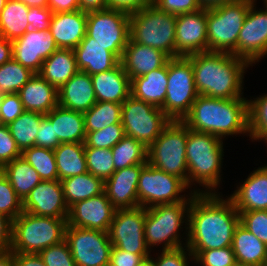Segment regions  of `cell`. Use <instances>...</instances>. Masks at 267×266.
I'll return each mask as SVG.
<instances>
[{
    "label": "cell",
    "instance_id": "57",
    "mask_svg": "<svg viewBox=\"0 0 267 266\" xmlns=\"http://www.w3.org/2000/svg\"><path fill=\"white\" fill-rule=\"evenodd\" d=\"M13 220L0 212V252L11 250Z\"/></svg>",
    "mask_w": 267,
    "mask_h": 266
},
{
    "label": "cell",
    "instance_id": "68",
    "mask_svg": "<svg viewBox=\"0 0 267 266\" xmlns=\"http://www.w3.org/2000/svg\"><path fill=\"white\" fill-rule=\"evenodd\" d=\"M2 98H3V95H2V94H0V103H1V101H2Z\"/></svg>",
    "mask_w": 267,
    "mask_h": 266
},
{
    "label": "cell",
    "instance_id": "8",
    "mask_svg": "<svg viewBox=\"0 0 267 266\" xmlns=\"http://www.w3.org/2000/svg\"><path fill=\"white\" fill-rule=\"evenodd\" d=\"M187 136L188 127L182 121L171 120L160 136L148 147V164L181 178L187 184Z\"/></svg>",
    "mask_w": 267,
    "mask_h": 266
},
{
    "label": "cell",
    "instance_id": "41",
    "mask_svg": "<svg viewBox=\"0 0 267 266\" xmlns=\"http://www.w3.org/2000/svg\"><path fill=\"white\" fill-rule=\"evenodd\" d=\"M34 75V72L12 58L0 66V94L18 93Z\"/></svg>",
    "mask_w": 267,
    "mask_h": 266
},
{
    "label": "cell",
    "instance_id": "55",
    "mask_svg": "<svg viewBox=\"0 0 267 266\" xmlns=\"http://www.w3.org/2000/svg\"><path fill=\"white\" fill-rule=\"evenodd\" d=\"M149 256L133 254L112 246L108 266H137L144 258Z\"/></svg>",
    "mask_w": 267,
    "mask_h": 266
},
{
    "label": "cell",
    "instance_id": "32",
    "mask_svg": "<svg viewBox=\"0 0 267 266\" xmlns=\"http://www.w3.org/2000/svg\"><path fill=\"white\" fill-rule=\"evenodd\" d=\"M78 71L73 49L58 48L43 61L38 74L59 90Z\"/></svg>",
    "mask_w": 267,
    "mask_h": 266
},
{
    "label": "cell",
    "instance_id": "24",
    "mask_svg": "<svg viewBox=\"0 0 267 266\" xmlns=\"http://www.w3.org/2000/svg\"><path fill=\"white\" fill-rule=\"evenodd\" d=\"M97 100L91 76L78 71L58 90V105L77 112L85 113Z\"/></svg>",
    "mask_w": 267,
    "mask_h": 266
},
{
    "label": "cell",
    "instance_id": "29",
    "mask_svg": "<svg viewBox=\"0 0 267 266\" xmlns=\"http://www.w3.org/2000/svg\"><path fill=\"white\" fill-rule=\"evenodd\" d=\"M168 86V62L161 68L131 79V95L163 110Z\"/></svg>",
    "mask_w": 267,
    "mask_h": 266
},
{
    "label": "cell",
    "instance_id": "58",
    "mask_svg": "<svg viewBox=\"0 0 267 266\" xmlns=\"http://www.w3.org/2000/svg\"><path fill=\"white\" fill-rule=\"evenodd\" d=\"M53 13L74 12L80 10L79 0H48Z\"/></svg>",
    "mask_w": 267,
    "mask_h": 266
},
{
    "label": "cell",
    "instance_id": "36",
    "mask_svg": "<svg viewBox=\"0 0 267 266\" xmlns=\"http://www.w3.org/2000/svg\"><path fill=\"white\" fill-rule=\"evenodd\" d=\"M28 11L24 3L18 0H7L0 14V36L15 40L24 35L29 29Z\"/></svg>",
    "mask_w": 267,
    "mask_h": 266
},
{
    "label": "cell",
    "instance_id": "13",
    "mask_svg": "<svg viewBox=\"0 0 267 266\" xmlns=\"http://www.w3.org/2000/svg\"><path fill=\"white\" fill-rule=\"evenodd\" d=\"M86 33L120 60L130 38V15L112 9L88 12Z\"/></svg>",
    "mask_w": 267,
    "mask_h": 266
},
{
    "label": "cell",
    "instance_id": "18",
    "mask_svg": "<svg viewBox=\"0 0 267 266\" xmlns=\"http://www.w3.org/2000/svg\"><path fill=\"white\" fill-rule=\"evenodd\" d=\"M58 49L51 32L29 29L12 41V58L35 74L41 70L43 61Z\"/></svg>",
    "mask_w": 267,
    "mask_h": 266
},
{
    "label": "cell",
    "instance_id": "5",
    "mask_svg": "<svg viewBox=\"0 0 267 266\" xmlns=\"http://www.w3.org/2000/svg\"><path fill=\"white\" fill-rule=\"evenodd\" d=\"M67 219L22 212L12 222L11 250L39 254L43 249L65 240Z\"/></svg>",
    "mask_w": 267,
    "mask_h": 266
},
{
    "label": "cell",
    "instance_id": "1",
    "mask_svg": "<svg viewBox=\"0 0 267 266\" xmlns=\"http://www.w3.org/2000/svg\"><path fill=\"white\" fill-rule=\"evenodd\" d=\"M218 193L191 191V205L187 221L189 251H203L232 246L233 234L240 222V214L233 201L220 198Z\"/></svg>",
    "mask_w": 267,
    "mask_h": 266
},
{
    "label": "cell",
    "instance_id": "12",
    "mask_svg": "<svg viewBox=\"0 0 267 266\" xmlns=\"http://www.w3.org/2000/svg\"><path fill=\"white\" fill-rule=\"evenodd\" d=\"M186 188L188 189V186L181 178L154 168L147 163L139 176L138 206L149 208L159 204L191 202V193H189L190 198L187 199L185 194L184 196L180 195Z\"/></svg>",
    "mask_w": 267,
    "mask_h": 266
},
{
    "label": "cell",
    "instance_id": "65",
    "mask_svg": "<svg viewBox=\"0 0 267 266\" xmlns=\"http://www.w3.org/2000/svg\"><path fill=\"white\" fill-rule=\"evenodd\" d=\"M152 257H147V258H144L137 266H155L154 265V260L153 258L151 259Z\"/></svg>",
    "mask_w": 267,
    "mask_h": 266
},
{
    "label": "cell",
    "instance_id": "19",
    "mask_svg": "<svg viewBox=\"0 0 267 266\" xmlns=\"http://www.w3.org/2000/svg\"><path fill=\"white\" fill-rule=\"evenodd\" d=\"M116 210L103 192L71 205L67 225L108 232Z\"/></svg>",
    "mask_w": 267,
    "mask_h": 266
},
{
    "label": "cell",
    "instance_id": "6",
    "mask_svg": "<svg viewBox=\"0 0 267 266\" xmlns=\"http://www.w3.org/2000/svg\"><path fill=\"white\" fill-rule=\"evenodd\" d=\"M255 0H235L207 9V52H224L237 57V40Z\"/></svg>",
    "mask_w": 267,
    "mask_h": 266
},
{
    "label": "cell",
    "instance_id": "3",
    "mask_svg": "<svg viewBox=\"0 0 267 266\" xmlns=\"http://www.w3.org/2000/svg\"><path fill=\"white\" fill-rule=\"evenodd\" d=\"M182 122L193 131L222 139L249 132L248 100L211 98L198 95Z\"/></svg>",
    "mask_w": 267,
    "mask_h": 266
},
{
    "label": "cell",
    "instance_id": "38",
    "mask_svg": "<svg viewBox=\"0 0 267 266\" xmlns=\"http://www.w3.org/2000/svg\"><path fill=\"white\" fill-rule=\"evenodd\" d=\"M121 109L120 103L97 101L91 109L83 113L86 134L121 123Z\"/></svg>",
    "mask_w": 267,
    "mask_h": 266
},
{
    "label": "cell",
    "instance_id": "11",
    "mask_svg": "<svg viewBox=\"0 0 267 266\" xmlns=\"http://www.w3.org/2000/svg\"><path fill=\"white\" fill-rule=\"evenodd\" d=\"M171 122L165 112L158 107L130 95L121 109V123L125 135L141 142L148 148Z\"/></svg>",
    "mask_w": 267,
    "mask_h": 266
},
{
    "label": "cell",
    "instance_id": "2",
    "mask_svg": "<svg viewBox=\"0 0 267 266\" xmlns=\"http://www.w3.org/2000/svg\"><path fill=\"white\" fill-rule=\"evenodd\" d=\"M199 95L233 99L241 97L244 71L249 63L233 54L202 52L188 56Z\"/></svg>",
    "mask_w": 267,
    "mask_h": 266
},
{
    "label": "cell",
    "instance_id": "45",
    "mask_svg": "<svg viewBox=\"0 0 267 266\" xmlns=\"http://www.w3.org/2000/svg\"><path fill=\"white\" fill-rule=\"evenodd\" d=\"M188 256L195 262L200 263L202 266H232L236 260L232 246L203 250V251H189Z\"/></svg>",
    "mask_w": 267,
    "mask_h": 266
},
{
    "label": "cell",
    "instance_id": "51",
    "mask_svg": "<svg viewBox=\"0 0 267 266\" xmlns=\"http://www.w3.org/2000/svg\"><path fill=\"white\" fill-rule=\"evenodd\" d=\"M158 10L174 15L198 11L202 8L198 0H153Z\"/></svg>",
    "mask_w": 267,
    "mask_h": 266
},
{
    "label": "cell",
    "instance_id": "30",
    "mask_svg": "<svg viewBox=\"0 0 267 266\" xmlns=\"http://www.w3.org/2000/svg\"><path fill=\"white\" fill-rule=\"evenodd\" d=\"M45 117L54 126L61 143H84L86 131L83 113L56 106Z\"/></svg>",
    "mask_w": 267,
    "mask_h": 266
},
{
    "label": "cell",
    "instance_id": "25",
    "mask_svg": "<svg viewBox=\"0 0 267 266\" xmlns=\"http://www.w3.org/2000/svg\"><path fill=\"white\" fill-rule=\"evenodd\" d=\"M229 198L238 212L267 210V165L251 173Z\"/></svg>",
    "mask_w": 267,
    "mask_h": 266
},
{
    "label": "cell",
    "instance_id": "7",
    "mask_svg": "<svg viewBox=\"0 0 267 266\" xmlns=\"http://www.w3.org/2000/svg\"><path fill=\"white\" fill-rule=\"evenodd\" d=\"M176 15L162 12L153 4L130 14V39L175 57Z\"/></svg>",
    "mask_w": 267,
    "mask_h": 266
},
{
    "label": "cell",
    "instance_id": "66",
    "mask_svg": "<svg viewBox=\"0 0 267 266\" xmlns=\"http://www.w3.org/2000/svg\"><path fill=\"white\" fill-rule=\"evenodd\" d=\"M6 2H7V0H0V14H1L2 11H3V8H4L5 5H6Z\"/></svg>",
    "mask_w": 267,
    "mask_h": 266
},
{
    "label": "cell",
    "instance_id": "35",
    "mask_svg": "<svg viewBox=\"0 0 267 266\" xmlns=\"http://www.w3.org/2000/svg\"><path fill=\"white\" fill-rule=\"evenodd\" d=\"M0 171L8 179L22 201L42 181L35 169L22 157L16 158L6 164Z\"/></svg>",
    "mask_w": 267,
    "mask_h": 266
},
{
    "label": "cell",
    "instance_id": "37",
    "mask_svg": "<svg viewBox=\"0 0 267 266\" xmlns=\"http://www.w3.org/2000/svg\"><path fill=\"white\" fill-rule=\"evenodd\" d=\"M44 117V114L38 112L24 111L16 120L7 125L21 152L35 146L39 124Z\"/></svg>",
    "mask_w": 267,
    "mask_h": 266
},
{
    "label": "cell",
    "instance_id": "50",
    "mask_svg": "<svg viewBox=\"0 0 267 266\" xmlns=\"http://www.w3.org/2000/svg\"><path fill=\"white\" fill-rule=\"evenodd\" d=\"M19 157H21V151L10 134L8 126L0 125V169Z\"/></svg>",
    "mask_w": 267,
    "mask_h": 266
},
{
    "label": "cell",
    "instance_id": "64",
    "mask_svg": "<svg viewBox=\"0 0 267 266\" xmlns=\"http://www.w3.org/2000/svg\"><path fill=\"white\" fill-rule=\"evenodd\" d=\"M24 3L27 7H48V0H18Z\"/></svg>",
    "mask_w": 267,
    "mask_h": 266
},
{
    "label": "cell",
    "instance_id": "40",
    "mask_svg": "<svg viewBox=\"0 0 267 266\" xmlns=\"http://www.w3.org/2000/svg\"><path fill=\"white\" fill-rule=\"evenodd\" d=\"M21 157L35 169L43 181L58 180V172L53 150L33 146L24 149L21 152Z\"/></svg>",
    "mask_w": 267,
    "mask_h": 266
},
{
    "label": "cell",
    "instance_id": "4",
    "mask_svg": "<svg viewBox=\"0 0 267 266\" xmlns=\"http://www.w3.org/2000/svg\"><path fill=\"white\" fill-rule=\"evenodd\" d=\"M222 157V139L209 133H201L188 128L186 142L187 186L189 187L191 182L196 181L208 189L203 193H217L214 188L221 181Z\"/></svg>",
    "mask_w": 267,
    "mask_h": 266
},
{
    "label": "cell",
    "instance_id": "22",
    "mask_svg": "<svg viewBox=\"0 0 267 266\" xmlns=\"http://www.w3.org/2000/svg\"><path fill=\"white\" fill-rule=\"evenodd\" d=\"M169 59L163 51L138 44L129 38L120 63L131 80L163 67Z\"/></svg>",
    "mask_w": 267,
    "mask_h": 266
},
{
    "label": "cell",
    "instance_id": "53",
    "mask_svg": "<svg viewBox=\"0 0 267 266\" xmlns=\"http://www.w3.org/2000/svg\"><path fill=\"white\" fill-rule=\"evenodd\" d=\"M52 14L53 12L49 7H29L27 19L30 29L48 31Z\"/></svg>",
    "mask_w": 267,
    "mask_h": 266
},
{
    "label": "cell",
    "instance_id": "31",
    "mask_svg": "<svg viewBox=\"0 0 267 266\" xmlns=\"http://www.w3.org/2000/svg\"><path fill=\"white\" fill-rule=\"evenodd\" d=\"M232 249L237 262L267 266V245L240 222L234 230Z\"/></svg>",
    "mask_w": 267,
    "mask_h": 266
},
{
    "label": "cell",
    "instance_id": "21",
    "mask_svg": "<svg viewBox=\"0 0 267 266\" xmlns=\"http://www.w3.org/2000/svg\"><path fill=\"white\" fill-rule=\"evenodd\" d=\"M145 166L146 164H137L116 170L104 181L106 197L116 209L138 206V181L140 173Z\"/></svg>",
    "mask_w": 267,
    "mask_h": 266
},
{
    "label": "cell",
    "instance_id": "42",
    "mask_svg": "<svg viewBox=\"0 0 267 266\" xmlns=\"http://www.w3.org/2000/svg\"><path fill=\"white\" fill-rule=\"evenodd\" d=\"M85 158L88 172L103 181L115 172L111 149L85 147Z\"/></svg>",
    "mask_w": 267,
    "mask_h": 266
},
{
    "label": "cell",
    "instance_id": "48",
    "mask_svg": "<svg viewBox=\"0 0 267 266\" xmlns=\"http://www.w3.org/2000/svg\"><path fill=\"white\" fill-rule=\"evenodd\" d=\"M240 223L267 245V210L239 212Z\"/></svg>",
    "mask_w": 267,
    "mask_h": 266
},
{
    "label": "cell",
    "instance_id": "46",
    "mask_svg": "<svg viewBox=\"0 0 267 266\" xmlns=\"http://www.w3.org/2000/svg\"><path fill=\"white\" fill-rule=\"evenodd\" d=\"M0 212L16 219L23 212V201L0 171Z\"/></svg>",
    "mask_w": 267,
    "mask_h": 266
},
{
    "label": "cell",
    "instance_id": "15",
    "mask_svg": "<svg viewBox=\"0 0 267 266\" xmlns=\"http://www.w3.org/2000/svg\"><path fill=\"white\" fill-rule=\"evenodd\" d=\"M67 241L76 266H108L112 243L101 230L67 225Z\"/></svg>",
    "mask_w": 267,
    "mask_h": 266
},
{
    "label": "cell",
    "instance_id": "17",
    "mask_svg": "<svg viewBox=\"0 0 267 266\" xmlns=\"http://www.w3.org/2000/svg\"><path fill=\"white\" fill-rule=\"evenodd\" d=\"M207 52V9L176 16L175 57Z\"/></svg>",
    "mask_w": 267,
    "mask_h": 266
},
{
    "label": "cell",
    "instance_id": "61",
    "mask_svg": "<svg viewBox=\"0 0 267 266\" xmlns=\"http://www.w3.org/2000/svg\"><path fill=\"white\" fill-rule=\"evenodd\" d=\"M12 41L0 36V66L12 59Z\"/></svg>",
    "mask_w": 267,
    "mask_h": 266
},
{
    "label": "cell",
    "instance_id": "23",
    "mask_svg": "<svg viewBox=\"0 0 267 266\" xmlns=\"http://www.w3.org/2000/svg\"><path fill=\"white\" fill-rule=\"evenodd\" d=\"M86 30L87 13L82 10L52 14L49 31L58 48L75 49L85 37Z\"/></svg>",
    "mask_w": 267,
    "mask_h": 266
},
{
    "label": "cell",
    "instance_id": "20",
    "mask_svg": "<svg viewBox=\"0 0 267 266\" xmlns=\"http://www.w3.org/2000/svg\"><path fill=\"white\" fill-rule=\"evenodd\" d=\"M23 211L33 215L67 219V206L61 181H41L23 200Z\"/></svg>",
    "mask_w": 267,
    "mask_h": 266
},
{
    "label": "cell",
    "instance_id": "27",
    "mask_svg": "<svg viewBox=\"0 0 267 266\" xmlns=\"http://www.w3.org/2000/svg\"><path fill=\"white\" fill-rule=\"evenodd\" d=\"M97 101L122 104L131 95V80L119 63L109 71L91 75Z\"/></svg>",
    "mask_w": 267,
    "mask_h": 266
},
{
    "label": "cell",
    "instance_id": "56",
    "mask_svg": "<svg viewBox=\"0 0 267 266\" xmlns=\"http://www.w3.org/2000/svg\"><path fill=\"white\" fill-rule=\"evenodd\" d=\"M152 3L153 0H107V9L123 11L130 15Z\"/></svg>",
    "mask_w": 267,
    "mask_h": 266
},
{
    "label": "cell",
    "instance_id": "28",
    "mask_svg": "<svg viewBox=\"0 0 267 266\" xmlns=\"http://www.w3.org/2000/svg\"><path fill=\"white\" fill-rule=\"evenodd\" d=\"M24 111L48 114L58 106V90L35 74L17 93Z\"/></svg>",
    "mask_w": 267,
    "mask_h": 266
},
{
    "label": "cell",
    "instance_id": "9",
    "mask_svg": "<svg viewBox=\"0 0 267 266\" xmlns=\"http://www.w3.org/2000/svg\"><path fill=\"white\" fill-rule=\"evenodd\" d=\"M190 205L191 202H177L146 208L144 238L148 249L162 242V250L182 247L178 233L185 215L188 218Z\"/></svg>",
    "mask_w": 267,
    "mask_h": 266
},
{
    "label": "cell",
    "instance_id": "34",
    "mask_svg": "<svg viewBox=\"0 0 267 266\" xmlns=\"http://www.w3.org/2000/svg\"><path fill=\"white\" fill-rule=\"evenodd\" d=\"M61 184L68 207L104 192V181L89 172L65 178Z\"/></svg>",
    "mask_w": 267,
    "mask_h": 266
},
{
    "label": "cell",
    "instance_id": "60",
    "mask_svg": "<svg viewBox=\"0 0 267 266\" xmlns=\"http://www.w3.org/2000/svg\"><path fill=\"white\" fill-rule=\"evenodd\" d=\"M83 12L102 11L107 9V0H79Z\"/></svg>",
    "mask_w": 267,
    "mask_h": 266
},
{
    "label": "cell",
    "instance_id": "67",
    "mask_svg": "<svg viewBox=\"0 0 267 266\" xmlns=\"http://www.w3.org/2000/svg\"><path fill=\"white\" fill-rule=\"evenodd\" d=\"M232 266H253V265H250V264H246V263H241V262H235Z\"/></svg>",
    "mask_w": 267,
    "mask_h": 266
},
{
    "label": "cell",
    "instance_id": "10",
    "mask_svg": "<svg viewBox=\"0 0 267 266\" xmlns=\"http://www.w3.org/2000/svg\"><path fill=\"white\" fill-rule=\"evenodd\" d=\"M193 66L187 56L168 60V86L163 111L171 119L182 121L198 96Z\"/></svg>",
    "mask_w": 267,
    "mask_h": 266
},
{
    "label": "cell",
    "instance_id": "59",
    "mask_svg": "<svg viewBox=\"0 0 267 266\" xmlns=\"http://www.w3.org/2000/svg\"><path fill=\"white\" fill-rule=\"evenodd\" d=\"M14 266H46L39 254L14 252Z\"/></svg>",
    "mask_w": 267,
    "mask_h": 266
},
{
    "label": "cell",
    "instance_id": "44",
    "mask_svg": "<svg viewBox=\"0 0 267 266\" xmlns=\"http://www.w3.org/2000/svg\"><path fill=\"white\" fill-rule=\"evenodd\" d=\"M125 136L122 123L112 124L104 129L88 132L85 139V147L113 148Z\"/></svg>",
    "mask_w": 267,
    "mask_h": 266
},
{
    "label": "cell",
    "instance_id": "54",
    "mask_svg": "<svg viewBox=\"0 0 267 266\" xmlns=\"http://www.w3.org/2000/svg\"><path fill=\"white\" fill-rule=\"evenodd\" d=\"M186 246H182L175 249L162 250L158 259L154 261L155 266H188L187 252L184 249Z\"/></svg>",
    "mask_w": 267,
    "mask_h": 266
},
{
    "label": "cell",
    "instance_id": "49",
    "mask_svg": "<svg viewBox=\"0 0 267 266\" xmlns=\"http://www.w3.org/2000/svg\"><path fill=\"white\" fill-rule=\"evenodd\" d=\"M23 112L24 108L17 93L3 95L0 103V125H8Z\"/></svg>",
    "mask_w": 267,
    "mask_h": 266
},
{
    "label": "cell",
    "instance_id": "26",
    "mask_svg": "<svg viewBox=\"0 0 267 266\" xmlns=\"http://www.w3.org/2000/svg\"><path fill=\"white\" fill-rule=\"evenodd\" d=\"M73 52L79 71L86 72L90 76L112 70L120 63L112 52L95 42L87 33Z\"/></svg>",
    "mask_w": 267,
    "mask_h": 266
},
{
    "label": "cell",
    "instance_id": "16",
    "mask_svg": "<svg viewBox=\"0 0 267 266\" xmlns=\"http://www.w3.org/2000/svg\"><path fill=\"white\" fill-rule=\"evenodd\" d=\"M253 2L237 40V57L250 65L267 55V10L256 11Z\"/></svg>",
    "mask_w": 267,
    "mask_h": 266
},
{
    "label": "cell",
    "instance_id": "52",
    "mask_svg": "<svg viewBox=\"0 0 267 266\" xmlns=\"http://www.w3.org/2000/svg\"><path fill=\"white\" fill-rule=\"evenodd\" d=\"M60 144L58 137L55 136L54 126L44 117L39 124V130L35 137V146L54 150Z\"/></svg>",
    "mask_w": 267,
    "mask_h": 266
},
{
    "label": "cell",
    "instance_id": "43",
    "mask_svg": "<svg viewBox=\"0 0 267 266\" xmlns=\"http://www.w3.org/2000/svg\"><path fill=\"white\" fill-rule=\"evenodd\" d=\"M249 135L252 140H263L267 136V94L248 100Z\"/></svg>",
    "mask_w": 267,
    "mask_h": 266
},
{
    "label": "cell",
    "instance_id": "63",
    "mask_svg": "<svg viewBox=\"0 0 267 266\" xmlns=\"http://www.w3.org/2000/svg\"><path fill=\"white\" fill-rule=\"evenodd\" d=\"M235 0H198L202 8H213L216 6L224 5L226 3H231Z\"/></svg>",
    "mask_w": 267,
    "mask_h": 266
},
{
    "label": "cell",
    "instance_id": "39",
    "mask_svg": "<svg viewBox=\"0 0 267 266\" xmlns=\"http://www.w3.org/2000/svg\"><path fill=\"white\" fill-rule=\"evenodd\" d=\"M111 150L115 171L132 165L148 163V148L130 136L125 135Z\"/></svg>",
    "mask_w": 267,
    "mask_h": 266
},
{
    "label": "cell",
    "instance_id": "47",
    "mask_svg": "<svg viewBox=\"0 0 267 266\" xmlns=\"http://www.w3.org/2000/svg\"><path fill=\"white\" fill-rule=\"evenodd\" d=\"M39 255L46 266H76L66 240L43 249Z\"/></svg>",
    "mask_w": 267,
    "mask_h": 266
},
{
    "label": "cell",
    "instance_id": "33",
    "mask_svg": "<svg viewBox=\"0 0 267 266\" xmlns=\"http://www.w3.org/2000/svg\"><path fill=\"white\" fill-rule=\"evenodd\" d=\"M53 152L59 181L88 172L85 143H61Z\"/></svg>",
    "mask_w": 267,
    "mask_h": 266
},
{
    "label": "cell",
    "instance_id": "14",
    "mask_svg": "<svg viewBox=\"0 0 267 266\" xmlns=\"http://www.w3.org/2000/svg\"><path fill=\"white\" fill-rule=\"evenodd\" d=\"M145 220V207L117 209L107 232L112 246L133 254L149 255L151 250L144 238Z\"/></svg>",
    "mask_w": 267,
    "mask_h": 266
},
{
    "label": "cell",
    "instance_id": "62",
    "mask_svg": "<svg viewBox=\"0 0 267 266\" xmlns=\"http://www.w3.org/2000/svg\"><path fill=\"white\" fill-rule=\"evenodd\" d=\"M0 266H14V252H0Z\"/></svg>",
    "mask_w": 267,
    "mask_h": 266
}]
</instances>
